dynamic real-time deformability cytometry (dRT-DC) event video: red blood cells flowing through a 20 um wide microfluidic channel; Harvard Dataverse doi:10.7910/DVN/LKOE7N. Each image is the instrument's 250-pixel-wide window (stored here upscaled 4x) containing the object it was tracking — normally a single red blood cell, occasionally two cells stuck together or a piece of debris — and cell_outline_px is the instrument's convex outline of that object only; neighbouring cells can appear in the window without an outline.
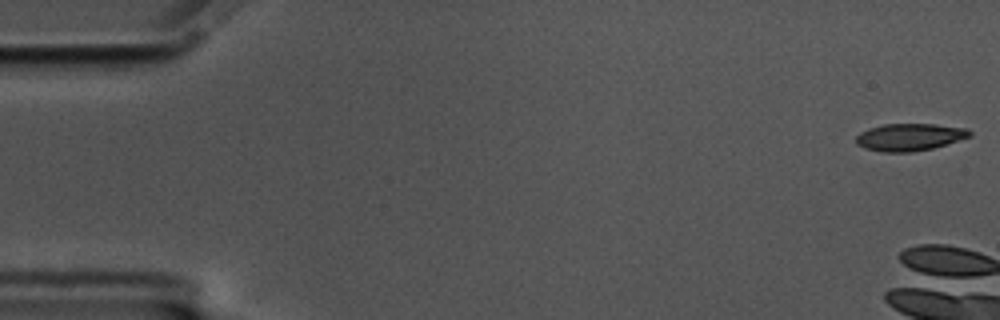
{"species": "common noctule bat (a hibernating species)", "species_latin": "Nyctalus noctula", "temperature_condition": "cold", "stored_images_in_passage": 7, "camera_frame_rate_fps": 3000, "um_per_image_px": 0.085, "animal": {"sex": "male", "body_mass_g": 17.5, "forearm_length_mm": 52.3}, "frame": {"image": 1, "passage_image": 1, "time_ms": 0.0, "image_size_px": [1000, 320], "cell_outline_px": [[972, 136], [932, 148], [912, 152], [884, 152], [864, 148], [856, 144], [856, 136], [860, 132], [868, 128], [884, 124], [936, 124], [968, 128], [972, 132]], "centroid_in_image_um": [77.32, 11.64], "position_along_channel_um": 7.7, "area_um2": 18.15}}